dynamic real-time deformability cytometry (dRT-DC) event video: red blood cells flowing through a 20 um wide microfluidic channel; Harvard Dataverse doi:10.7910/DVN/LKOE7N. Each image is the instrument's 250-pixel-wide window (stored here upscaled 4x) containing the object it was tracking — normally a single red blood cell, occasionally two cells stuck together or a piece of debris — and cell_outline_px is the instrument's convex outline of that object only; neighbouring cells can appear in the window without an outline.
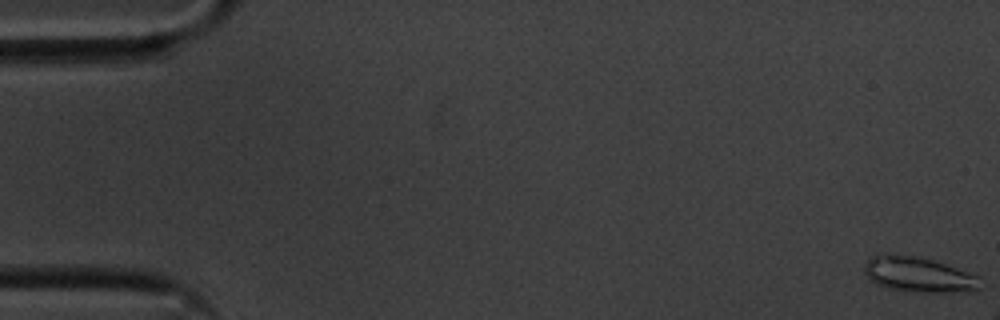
{"species": "common noctule bat (a hibernating species)", "species_latin": "Nyctalus noctula", "temperature_condition": "cold", "stored_images_in_passage": 12, "camera_frame_rate_fps": 3000, "um_per_image_px": 0.085, "animal": {"sex": "male", "body_mass_g": 20.1, "forearm_length_mm": 53.5}, "frame": {"image": 1, "passage_image": 1, "time_ms": 0.0, "image_size_px": [1000, 320], "cell_outline_px": [[980, 288], [940, 292], [916, 292], [892, 288], [876, 284], [864, 272], [864, 264], [876, 252], [888, 252], [912, 256], [932, 260], [956, 268], [976, 276]], "centroid_in_image_um": [77.93, 23.29], "position_along_channel_um": 7.1, "area_um2": 23.12}}